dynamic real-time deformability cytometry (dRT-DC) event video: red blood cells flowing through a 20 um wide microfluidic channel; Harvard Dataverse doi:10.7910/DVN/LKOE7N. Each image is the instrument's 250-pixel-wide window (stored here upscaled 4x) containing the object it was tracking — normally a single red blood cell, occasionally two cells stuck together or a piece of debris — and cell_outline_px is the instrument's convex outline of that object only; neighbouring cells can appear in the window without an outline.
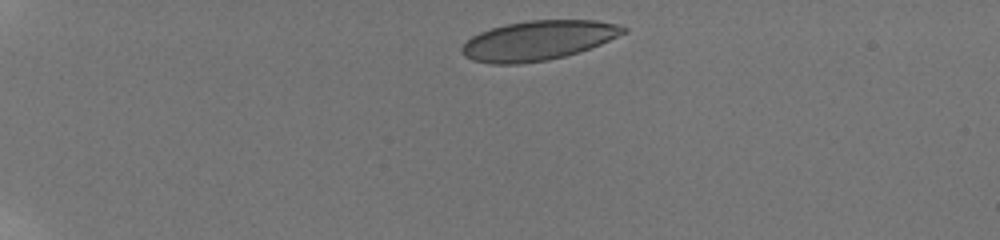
{"species": "human", "species_latin": "Homo sapiens", "temperature_condition": "room temperature", "stored_images_in_passage": 4, "camera_frame_rate_fps": 3000, "um_per_image_px": 0.085, "donor": {"sex": "male"}, "frame": {"image": 1, "passage_image": 1, "time_ms": 0.0, "image_size_px": [1000, 240], "cell_outline_px": [[628, 32], [600, 44], [580, 52], [548, 60], [520, 64], [492, 64], [472, 60], [464, 56], [460, 52], [460, 48], [472, 36], [480, 32], [492, 28], [508, 24], [528, 20], [596, 20], [620, 24], [628, 28]], "centroid_in_image_um": [45.76, 3.44], "position_along_channel_um": 39.2, "area_um2": 37.4}}
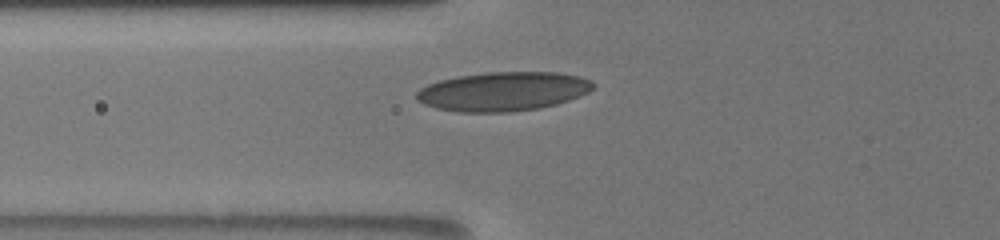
{"frame": {"image": 2, "passage_image": 4, "time_ms": 3.333, "image_size_px": [1000, 240], "cell_outline_px": [[596, 84], [588, 92], [580, 96], [556, 104], [540, 108], [508, 112], [456, 112], [436, 108], [424, 104], [416, 96], [416, 92], [420, 88], [428, 84], [440, 80], [460, 76], [488, 72], [556, 72], [580, 76], [592, 80]], "centroid_in_image_um": [42.79, 7.77], "position_along_channel_um": 83.0, "area_um2": 40.23}}